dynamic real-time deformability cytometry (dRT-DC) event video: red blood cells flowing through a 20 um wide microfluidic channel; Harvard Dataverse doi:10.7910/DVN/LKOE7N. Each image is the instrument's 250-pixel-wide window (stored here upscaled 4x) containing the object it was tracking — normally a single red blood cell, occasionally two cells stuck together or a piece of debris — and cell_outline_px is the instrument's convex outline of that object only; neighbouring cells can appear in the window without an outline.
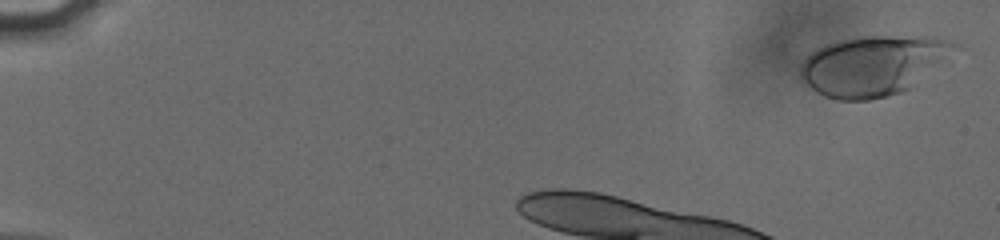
{"species": "human", "species_latin": "Homo sapiens", "temperature_condition": "cold", "stored_images_in_passage": 40, "camera_frame_rate_fps": 3000, "um_per_image_px": 0.085, "donor": {"sex": "male"}, "frame": {"image": 1, "passage_image": 2, "time_ms": 0.333, "image_size_px": [1000, 240], "cell_outline_px": [[960, 44], [912, 88], [904, 92], [888, 96], [868, 100], [836, 100], [824, 96], [816, 92], [800, 80], [800, 68], [804, 60], [812, 52], [828, 44], [840, 40], [864, 36], [932, 36], [948, 40]], "centroid_in_image_um": [74.18, 5.58], "position_along_channel_um": 10.8, "area_um2": 53.52}}
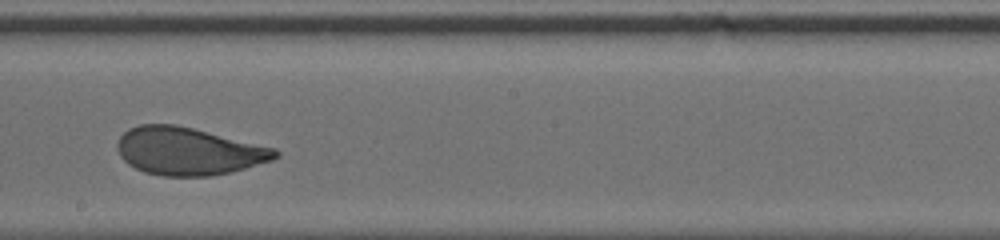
{"frame": {"image": 2, "passage_image": 27, "time_ms": 8.667, "image_size_px": [1000, 240], "cell_outline_px": [[280, 156], [272, 160], [232, 172], [212, 176], [164, 176], [144, 172], [128, 164], [120, 156], [116, 144], [120, 136], [128, 128], [140, 124], [176, 124], [276, 148], [280, 152]], "centroid_in_image_um": [16.02, 12.85], "position_along_channel_um": 232.2, "area_um2": 43.99}}
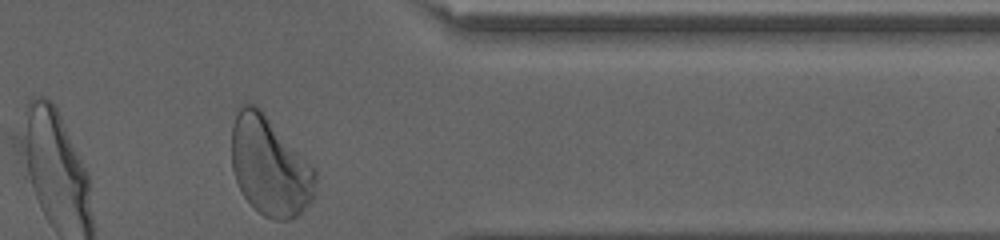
{"frame": {"image": 3, "passage_image": 40, "time_ms": 13.0, "image_size_px": [1000, 240], "cell_outline_px": [[316, 188], [312, 200], [296, 216], [288, 220], [272, 220], [264, 216], [244, 196], [236, 180], [232, 168], [232, 124], [236, 112], [240, 104], [256, 104], [260, 108], [316, 168]], "centroid_in_image_um": [22.94, 14.11], "position_along_channel_um": 388.5, "area_um2": 48.49}, "authors_computed_cell_mechanics": {"area_um2": 45.373, "velocity_mm_per_s": 3.7948, "shape_relaxation_time_tau1_ms": 4.5792, "shape_relaxation_time_tau2_ms": 0.7219, "deformation_change_tau1": 0.1688, "deformation_change_tau2": 0.0668}}